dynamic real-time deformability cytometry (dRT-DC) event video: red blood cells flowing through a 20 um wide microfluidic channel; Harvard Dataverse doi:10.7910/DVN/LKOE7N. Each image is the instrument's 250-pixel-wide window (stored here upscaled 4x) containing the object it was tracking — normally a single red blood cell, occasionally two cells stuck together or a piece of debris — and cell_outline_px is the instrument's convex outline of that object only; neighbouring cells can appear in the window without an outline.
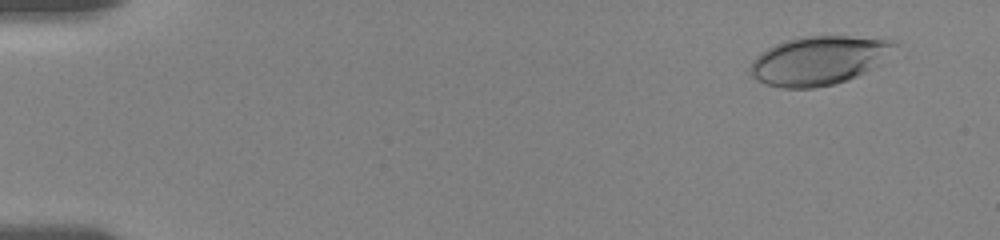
{"species": "human", "species_latin": "Homo sapiens", "temperature_condition": "room temperature", "stored_images_in_passage": 10, "camera_frame_rate_fps": 3000, "um_per_image_px": 0.085, "donor": {"sex": "female"}, "frame": {"image": 1, "passage_image": 2, "time_ms": 0.333, "image_size_px": [1000, 240], "cell_outline_px": [[896, 44], [880, 64], [848, 80], [836, 84], [816, 88], [780, 88], [756, 80], [752, 76], [748, 68], [752, 60], [756, 56], [768, 48], [776, 44], [788, 40], [804, 36], [848, 36], [888, 40]], "centroid_in_image_um": [69.54, 5.16], "position_along_channel_um": 15.5, "area_um2": 40.63}}
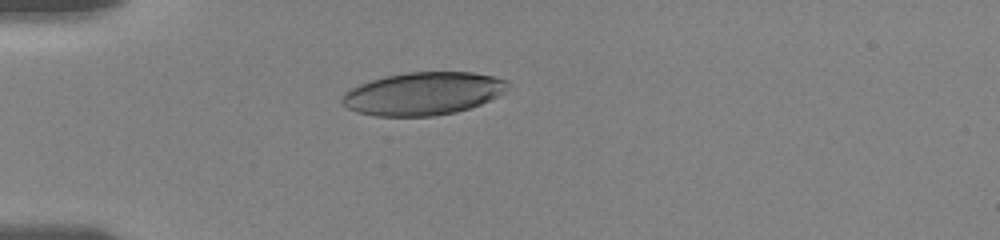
{"frame": {"image": 2, "passage_image": 7, "time_ms": 2.0, "image_size_px": [1000, 240], "cell_outline_px": [[508, 84], [496, 96], [480, 104], [456, 112], [432, 116], [376, 116], [356, 112], [348, 108], [340, 100], [344, 92], [360, 84], [372, 80], [388, 76], [408, 72], [472, 72], [492, 76], [508, 80]], "centroid_in_image_um": [35.92, 7.96], "position_along_channel_um": 49.1, "area_um2": 40.86}}
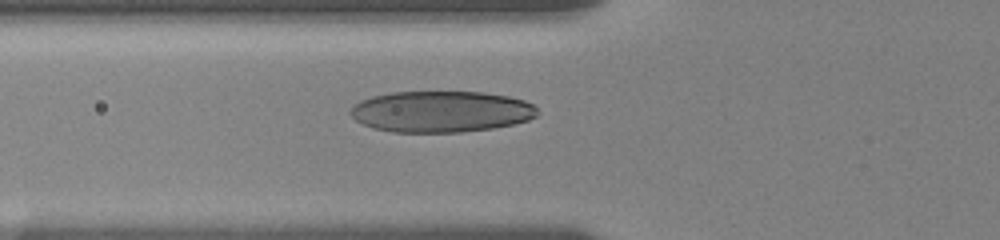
{"frame": {"image": 3, "passage_image": 10, "time_ms": 3.0, "image_size_px": [1000, 240], "cell_outline_px": [[540, 112], [536, 116], [528, 120], [512, 124], [492, 128], [460, 132], [392, 132], [372, 128], [356, 120], [348, 112], [360, 100], [372, 96], [392, 92], [484, 92], [508, 96], [524, 100], [532, 104]], "centroid_in_image_um": [37.49, 9.48], "position_along_channel_um": 88.3, "area_um2": 44.97}}